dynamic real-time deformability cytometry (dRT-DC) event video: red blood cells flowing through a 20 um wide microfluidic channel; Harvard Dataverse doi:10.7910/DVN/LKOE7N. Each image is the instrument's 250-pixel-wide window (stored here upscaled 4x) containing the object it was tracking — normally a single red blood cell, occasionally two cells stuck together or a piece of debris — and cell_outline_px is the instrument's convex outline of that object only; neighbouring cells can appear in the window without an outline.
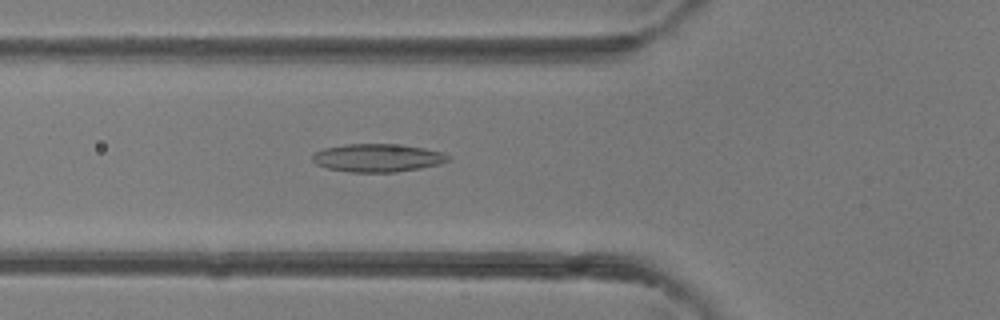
{"species": "common noctule bat (a hibernating species)", "species_latin": "Nyctalus noctula", "temperature_condition": "room temperature", "stored_images_in_passage": 37, "camera_frame_rate_fps": 3000, "um_per_image_px": 0.085, "animal": {"sex": "female"}, "frame": {"image": 1, "passage_image": 11, "time_ms": 3.333, "image_size_px": [1000, 320], "cell_outline_px": [[448, 160], [440, 164], [420, 168], [396, 172], [348, 172], [328, 168], [316, 164], [312, 160], [312, 156], [316, 152], [324, 148], [344, 144], [396, 144], [424, 148], [444, 152], [448, 156]], "centroid_in_image_um": [32.08, 13.42], "position_along_channel_um": 93.7, "area_um2": 22.14}}
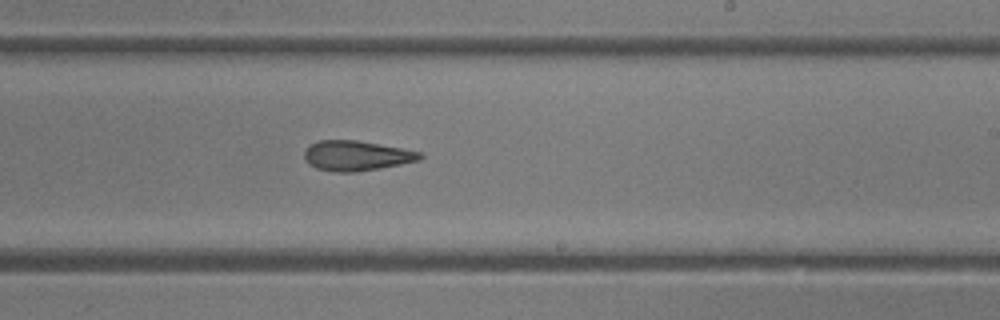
{"frame": {"image": 2, "passage_image": 21, "time_ms": 6.667, "image_size_px": [1000, 320], "cell_outline_px": [[424, 156], [420, 160], [380, 168], [356, 172], [336, 172], [316, 168], [308, 164], [304, 160], [304, 152], [312, 144], [320, 140], [356, 140], [400, 148], [420, 152]], "centroid_in_image_um": [30.28, 13.24], "position_along_channel_um": 258.7, "area_um2": 20.06}}
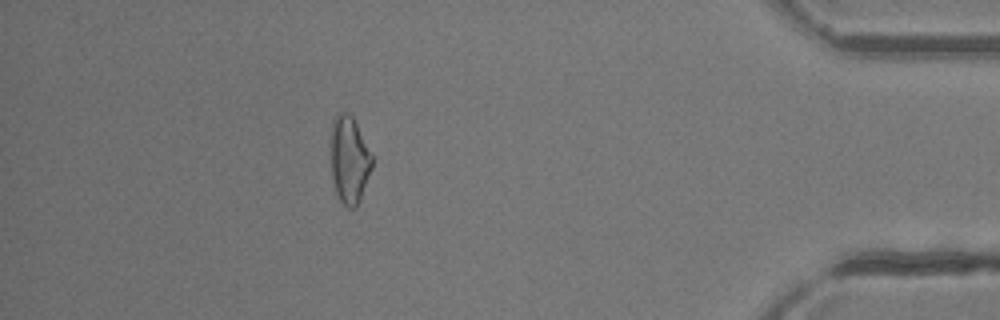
{"frame": {"image": 3, "passage_image": 33, "time_ms": 10.667, "image_size_px": [1000, 320], "cell_outline_px": [[372, 168], [360, 200], [356, 208], [348, 208], [340, 200], [336, 192], [332, 176], [332, 120], [340, 112], [348, 112], [352, 116], [372, 156]], "centroid_in_image_um": [29.7, 13.61], "position_along_channel_um": 405.5, "area_um2": 20.52}}